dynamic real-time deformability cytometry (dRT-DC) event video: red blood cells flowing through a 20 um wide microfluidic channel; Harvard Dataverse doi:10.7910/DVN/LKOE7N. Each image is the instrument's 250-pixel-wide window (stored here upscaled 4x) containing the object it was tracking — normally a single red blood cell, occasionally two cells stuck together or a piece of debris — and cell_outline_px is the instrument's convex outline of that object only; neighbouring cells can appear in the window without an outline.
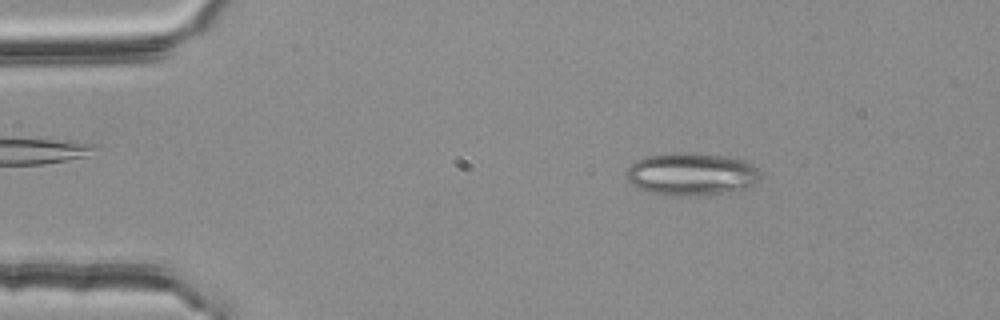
{"species": "common noctule bat (a hibernating species)", "species_latin": "Nyctalus noctula", "temperature_condition": "room temperature", "stored_images_in_passage": 53, "camera_frame_rate_fps": 3000, "um_per_image_px": 0.085, "animal": {"sex": "female", "body_mass_g": 25.1}, "frame": {"image": 1, "passage_image": 8, "time_ms": 2.333, "image_size_px": [1000, 320], "cell_outline_px": [[756, 180], [752, 184], [740, 192], [688, 196], [672, 196], [648, 192], [636, 188], [624, 176], [624, 172], [636, 160], [644, 156], [672, 152], [692, 152], [732, 156], [744, 160], [752, 164], [756, 168]], "centroid_in_image_um": [58.71, 14.79], "position_along_channel_um": 26.3, "area_um2": 33.99}}
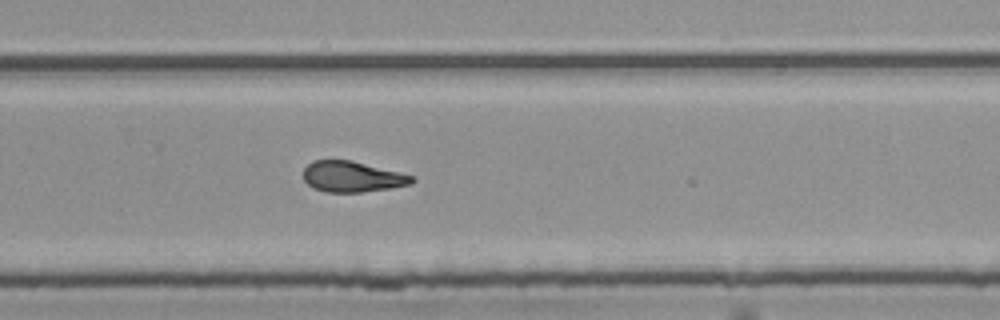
{"frame": {"image": 2, "passage_image": 35, "time_ms": 11.333, "image_size_px": [1000, 320], "cell_outline_px": [[416, 180], [412, 184], [388, 188], [360, 192], [328, 192], [316, 188], [308, 184], [304, 180], [304, 168], [312, 160], [352, 160], [400, 172], [412, 176]], "centroid_in_image_um": [29.95, 15.0], "position_along_channel_um": 299.9, "area_um2": 19.31}}
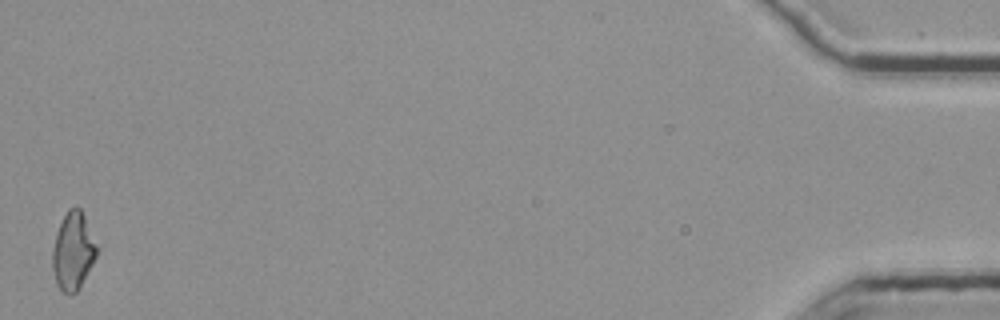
{"frame": {"image": 3, "passage_image": 53, "time_ms": 17.333, "image_size_px": [1000, 320], "cell_outline_px": [[100, 248], [92, 264], [76, 292], [68, 296], [56, 284], [52, 268], [52, 252], [56, 232], [68, 208], [76, 204], [80, 208]], "centroid_in_image_um": [6.21, 21.32], "position_along_channel_um": 429.0, "area_um2": 20.17}, "authors_computed_cell_mechanics": {"area_um2": 20.2878, "velocity_mm_per_s": 3.7736, "shape_relaxation_time_tau1_ms": null, "shape_relaxation_time_tau2_ms": 5.7647, "deformation_change_tau1": null, "deformation_change_tau2": 0.1299}}